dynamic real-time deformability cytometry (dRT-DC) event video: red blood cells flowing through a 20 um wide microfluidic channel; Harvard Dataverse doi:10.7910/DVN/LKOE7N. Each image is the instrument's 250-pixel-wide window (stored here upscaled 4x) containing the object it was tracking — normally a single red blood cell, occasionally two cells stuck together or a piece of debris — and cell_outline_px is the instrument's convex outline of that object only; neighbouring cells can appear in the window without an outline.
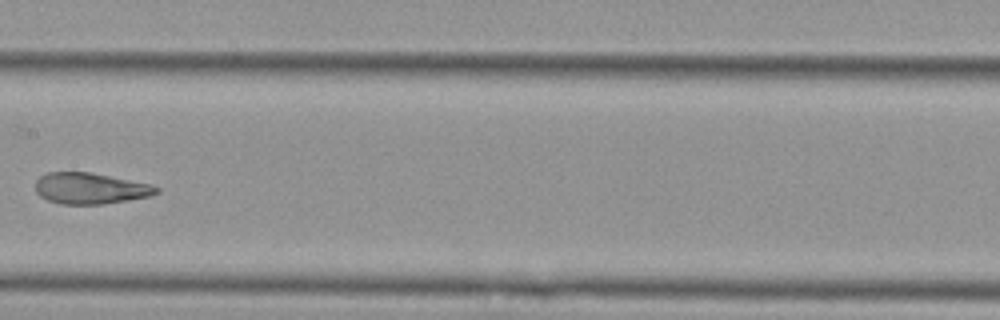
{"species": "Egyptian fruit bat (a non-hibernating species)", "species_latin": "Rousettus aegyptiacus", "temperature_condition": "cold", "stored_images_in_passage": 12, "camera_frame_rate_fps": 3000, "um_per_image_px": 0.085, "animal": {"sex": "female"}, "frame": {"image": 1, "passage_image": 9, "time_ms": 11.667, "image_size_px": [1000, 320], "cell_outline_px": [[160, 192], [148, 196], [128, 200], [104, 204], [60, 204], [48, 200], [40, 196], [36, 192], [36, 180], [40, 176], [48, 172], [92, 172], [152, 184], [160, 188]], "centroid_in_image_um": [7.69, 16.0], "position_along_channel_um": 199.7, "area_um2": 22.08}}
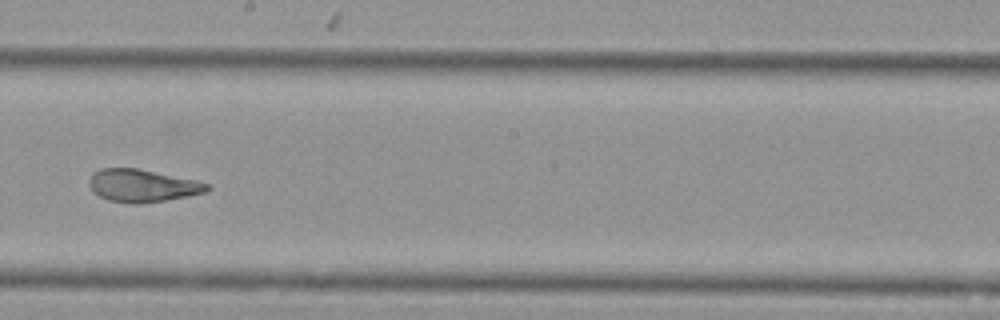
{"frame": {"image": 2, "passage_image": 10, "time_ms": 12.667, "image_size_px": [1000, 320], "cell_outline_px": [[212, 188], [204, 192], [188, 196], [164, 200], [108, 200], [92, 192], [88, 184], [88, 180], [92, 172], [100, 168], [136, 168], [196, 180], [208, 184]], "centroid_in_image_um": [12.07, 15.72], "position_along_channel_um": 236.1, "area_um2": 21.56}}
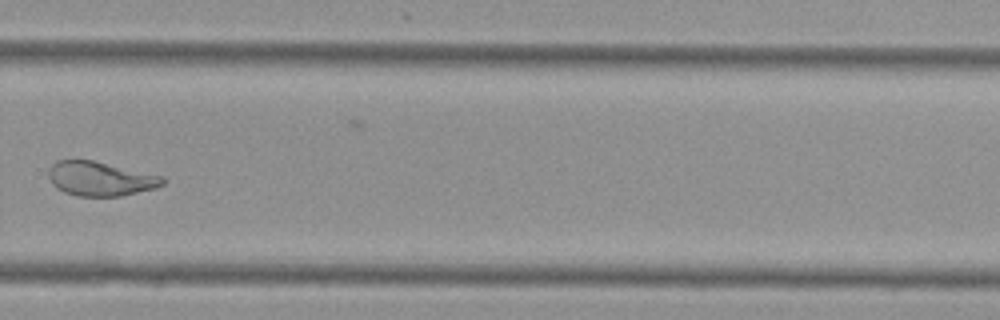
{"frame": {"image": 3, "passage_image": 12, "time_ms": 15.0, "image_size_px": [1000, 320], "cell_outline_px": [[164, 184], [156, 188], [120, 196], [76, 196], [64, 192], [56, 188], [52, 184], [48, 176], [48, 168], [56, 160], [92, 160], [164, 176]], "centroid_in_image_um": [8.51, 15.19], "position_along_channel_um": 321.3, "area_um2": 22.89}}